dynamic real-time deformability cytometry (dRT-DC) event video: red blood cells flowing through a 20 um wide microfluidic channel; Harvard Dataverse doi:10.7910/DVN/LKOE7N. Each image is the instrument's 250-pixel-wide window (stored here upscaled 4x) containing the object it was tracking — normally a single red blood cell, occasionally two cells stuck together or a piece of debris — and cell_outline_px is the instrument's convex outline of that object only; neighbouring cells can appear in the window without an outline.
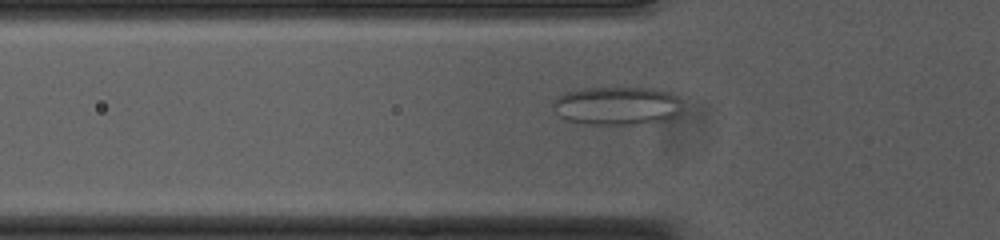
{"species": "common noctule bat (a hibernating species)", "species_latin": "Nyctalus noctula", "temperature_condition": "cold", "stored_images_in_passage": 38, "camera_frame_rate_fps": 3000, "um_per_image_px": 0.085, "animal": {"sex": "female", "body_mass_g": 23.0, "forearm_length_mm": 53.4}, "frame": {"image": 1, "passage_image": 2, "time_ms": 0.333, "image_size_px": [1000, 240], "cell_outline_px": [[676, 116], [664, 120], [640, 124], [588, 124], [568, 120], [560, 116], [552, 108], [552, 100], [564, 92], [580, 88], [652, 88], [668, 92], [676, 96]], "centroid_in_image_um": [52.32, 8.98], "position_along_channel_um": 73.5, "area_um2": 28.55}}
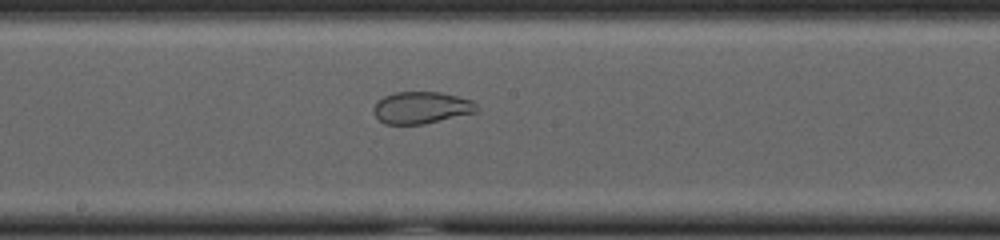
{"frame": {"image": 2, "passage_image": 13, "time_ms": 4.0, "image_size_px": [1000, 240], "cell_outline_px": [[480, 108], [476, 112], [424, 124], [384, 124], [372, 112], [372, 108], [376, 100], [384, 96], [396, 92], [440, 92], [472, 100]], "centroid_in_image_um": [35.79, 9.15], "position_along_channel_um": 212.4, "area_um2": 19.31}}
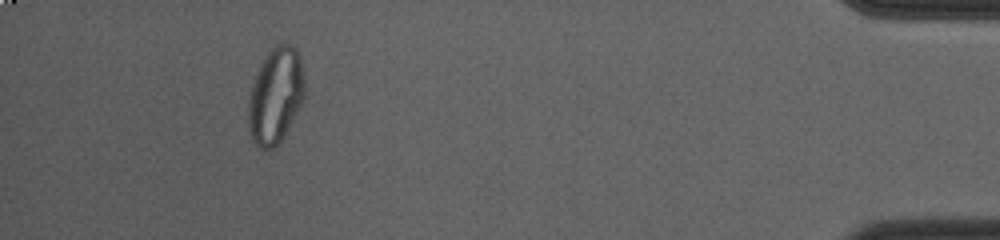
{"frame": {"image": 3, "passage_image": 34, "time_ms": 11.0, "image_size_px": [1000, 240], "cell_outline_px": [[304, 100], [280, 144], [272, 148], [260, 148], [252, 140], [248, 128], [248, 104], [252, 88], [260, 64], [268, 52], [280, 40], [292, 44], [296, 48], [300, 56], [304, 80]], "centroid_in_image_um": [23.44, 8.11], "position_along_channel_um": 411.8, "area_um2": 31.67}, "authors_computed_cell_mechanics": {"area_um2": 26.2701, "velocity_mm_per_s": 3.7608, "shape_relaxation_time_tau1_ms": null, "shape_relaxation_time_tau2_ms": 1.0539, "deformation_change_tau1": null, "deformation_change_tau2": 0.0579}}